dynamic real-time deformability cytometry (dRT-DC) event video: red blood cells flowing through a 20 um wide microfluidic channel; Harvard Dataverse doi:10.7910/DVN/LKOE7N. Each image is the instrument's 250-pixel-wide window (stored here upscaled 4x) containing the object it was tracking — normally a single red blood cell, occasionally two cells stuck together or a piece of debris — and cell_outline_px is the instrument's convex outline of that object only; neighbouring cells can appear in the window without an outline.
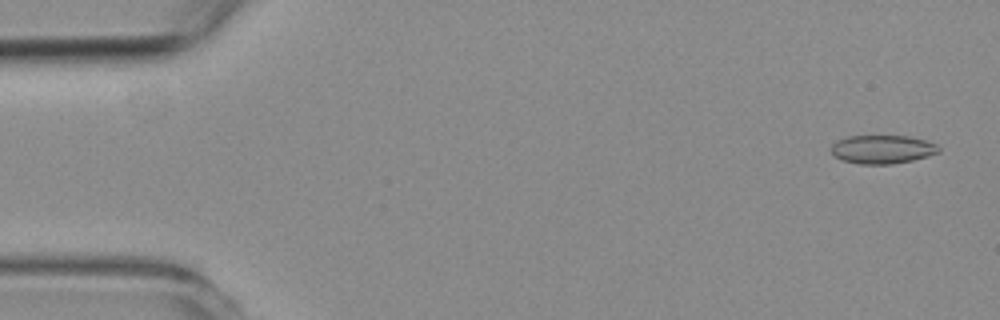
{"species": "common noctule bat (a hibernating species)", "species_latin": "Nyctalus noctula", "temperature_condition": "room temperature", "stored_images_in_passage": 28, "camera_frame_rate_fps": 3000, "um_per_image_px": 0.085, "animal": {"sex": "female", "body_mass_g": 19.3, "forearm_length_mm": 54.1}, "frame": {"image": 1, "passage_image": 3, "time_ms": 0.667, "image_size_px": [1000, 320], "cell_outline_px": [[940, 152], [928, 156], [912, 160], [892, 164], [860, 164], [844, 160], [836, 156], [832, 152], [832, 144], [836, 140], [848, 136], [908, 136], [928, 140], [936, 144], [940, 148]], "centroid_in_image_um": [75.04, 12.68], "position_along_channel_um": 10.0, "area_um2": 17.86}}
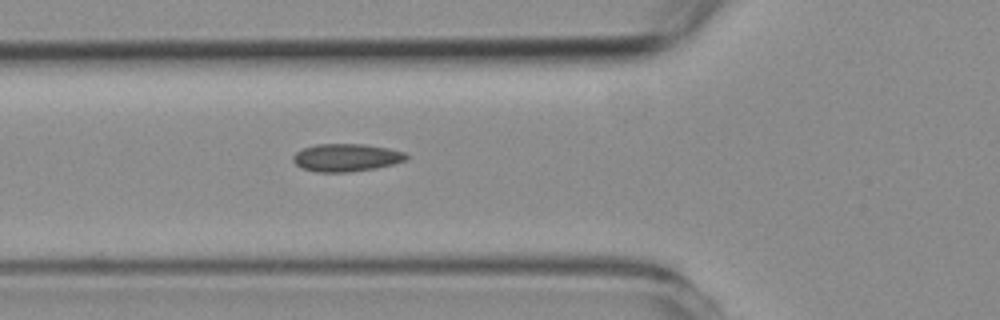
{"frame": {"image": 2, "passage_image": 21, "time_ms": 6.667, "image_size_px": [1000, 320], "cell_outline_px": [[408, 160], [376, 168], [348, 172], [316, 172], [300, 168], [292, 160], [292, 156], [296, 152], [304, 148], [316, 144], [364, 144], [388, 148], [404, 152], [408, 156]], "centroid_in_image_um": [29.42, 13.4], "position_along_channel_um": 96.4, "area_um2": 18.38}}
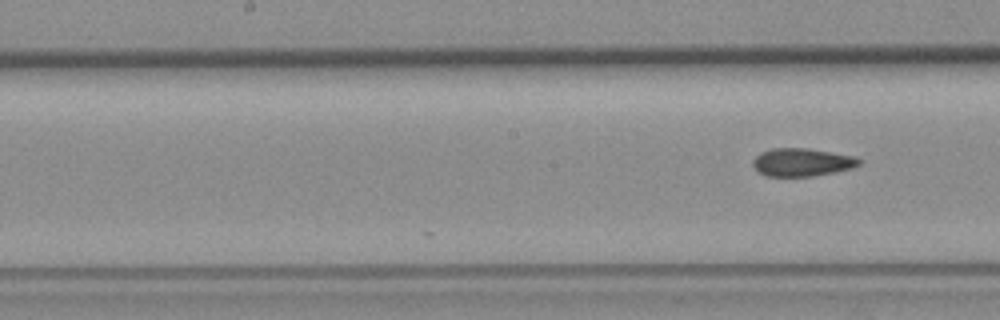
{"frame": {"image": 3, "passage_image": 28, "time_ms": 9.0, "image_size_px": [1000, 320], "cell_outline_px": [[860, 164], [852, 168], [836, 172], [812, 176], [764, 176], [752, 164], [752, 160], [760, 152], [772, 148], [804, 148], [856, 156], [860, 160]], "centroid_in_image_um": [68.16, 13.79], "position_along_channel_um": 180.0, "area_um2": 17.28}}